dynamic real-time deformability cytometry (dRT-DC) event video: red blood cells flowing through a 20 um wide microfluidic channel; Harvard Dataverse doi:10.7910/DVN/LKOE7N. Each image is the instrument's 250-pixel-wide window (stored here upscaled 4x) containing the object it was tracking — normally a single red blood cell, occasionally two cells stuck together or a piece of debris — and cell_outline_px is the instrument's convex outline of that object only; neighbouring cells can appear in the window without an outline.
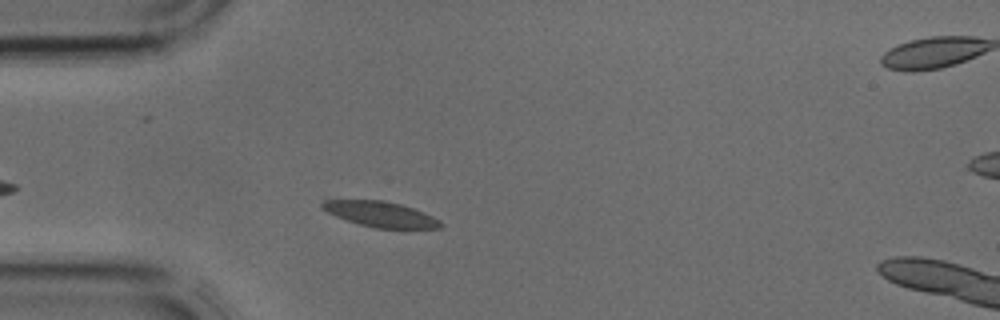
{"species": "common noctule bat (a hibernating species)", "species_latin": "Nyctalus noctula", "temperature_condition": "cold", "stored_images_in_passage": 3, "camera_frame_rate_fps": 3000, "um_per_image_px": 0.085, "animal": {"sex": "male", "body_mass_g": 17.9, "forearm_length_mm": 54.2}, "frame": {"image": 1, "passage_image": 2, "time_ms": 0.333, "image_size_px": [1000, 320], "cell_outline_px": [[444, 224], [440, 228], [376, 228], [360, 224], [336, 216], [320, 208], [320, 204], [324, 200], [380, 200], [400, 204], [424, 212], [440, 220]], "centroid_in_image_um": [32.35, 18.2], "position_along_channel_um": 52.7, "area_um2": 17.34}}